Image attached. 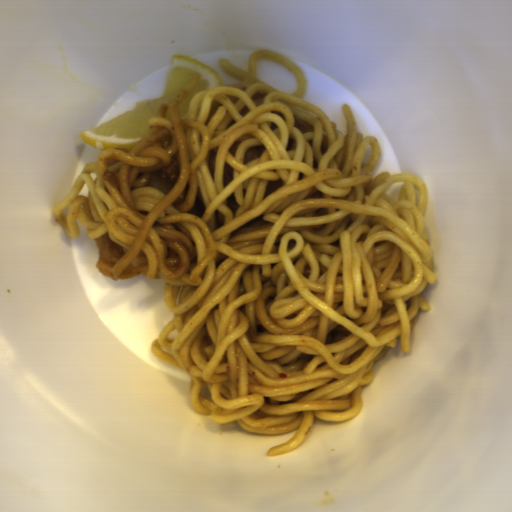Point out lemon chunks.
<instances>
[{
    "label": "lemon chunks",
    "mask_w": 512,
    "mask_h": 512,
    "mask_svg": "<svg viewBox=\"0 0 512 512\" xmlns=\"http://www.w3.org/2000/svg\"><path fill=\"white\" fill-rule=\"evenodd\" d=\"M198 73L199 81L192 93L179 105L180 117L187 114L190 100L201 90L224 85L222 77L210 66L190 57L173 56L162 97L147 101H139L135 108L94 129L80 133L82 140L96 150L107 148H124L132 150L141 140L148 128V121L154 117L159 105L171 98L190 78Z\"/></svg>",
    "instance_id": "lemon-chunks-1"
}]
</instances>
